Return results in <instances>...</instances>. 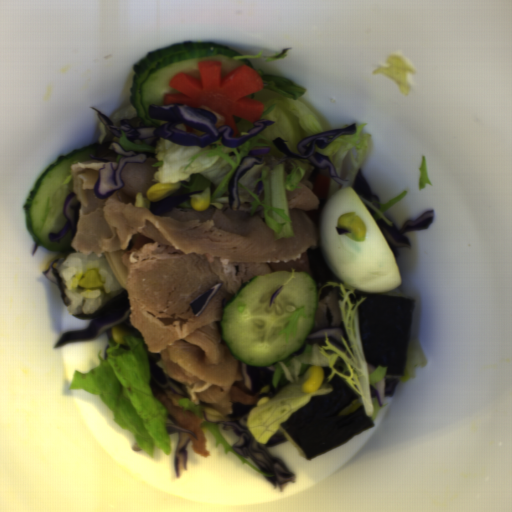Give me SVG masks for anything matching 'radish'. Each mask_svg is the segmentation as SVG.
I'll list each match as a JSON object with an SVG mask.
<instances>
[{
	"mask_svg": "<svg viewBox=\"0 0 512 512\" xmlns=\"http://www.w3.org/2000/svg\"><path fill=\"white\" fill-rule=\"evenodd\" d=\"M77 286L80 289L92 291L103 286V282L98 271L92 269L83 275V277L78 281Z\"/></svg>",
	"mask_w": 512,
	"mask_h": 512,
	"instance_id": "1f323893",
	"label": "radish"
}]
</instances>
